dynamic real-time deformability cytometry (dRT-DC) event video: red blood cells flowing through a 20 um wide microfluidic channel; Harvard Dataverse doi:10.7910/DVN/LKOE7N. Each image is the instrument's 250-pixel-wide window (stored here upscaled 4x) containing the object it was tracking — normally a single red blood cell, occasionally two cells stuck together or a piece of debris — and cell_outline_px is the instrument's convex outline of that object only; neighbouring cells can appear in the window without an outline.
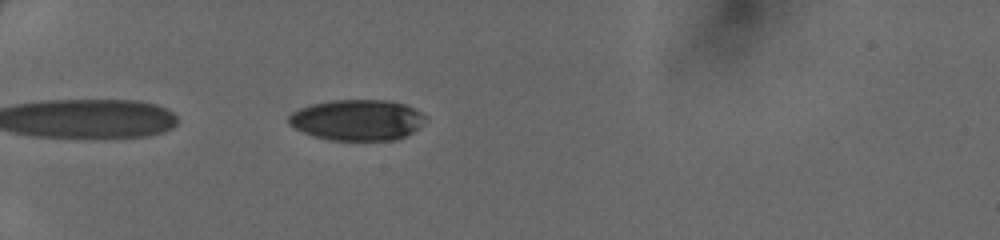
{"species": "human", "species_latin": "Homo sapiens", "temperature_condition": "cold", "stored_images_in_passage": 34, "camera_frame_rate_fps": 3000, "um_per_image_px": 0.085, "donor": {"sex": "female"}, "frame": {"image": 1, "passage_image": 2, "time_ms": 0.333, "image_size_px": [1000, 240], "cell_outline_px": [[428, 120], [424, 124], [412, 132], [396, 140], [332, 140], [312, 136], [288, 124], [288, 116], [292, 112], [300, 108], [312, 104], [332, 100], [388, 100], [404, 104], [428, 116]], "centroid_in_image_um": [30.39, 10.2], "position_along_channel_um": 54.6, "area_um2": 32.66}}
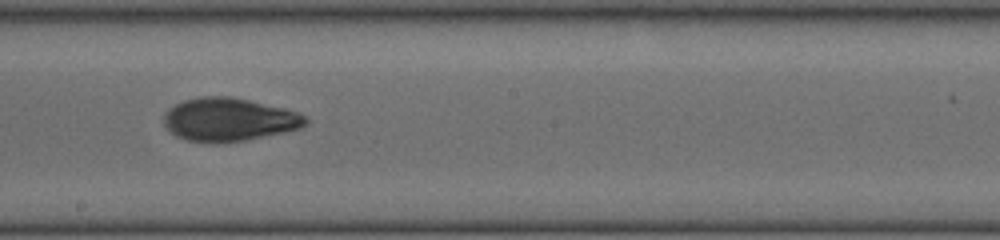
{"frame": {"image": 2, "passage_image": 16, "time_ms": 5.0, "image_size_px": [1000, 240], "cell_outline_px": [[308, 120], [300, 128], [244, 140], [188, 140], [176, 136], [164, 124], [164, 116], [168, 108], [184, 100], [200, 96], [232, 96], [284, 108], [308, 116]], "centroid_in_image_um": [19.46, 10.11], "position_along_channel_um": 228.7, "area_um2": 34.74}}
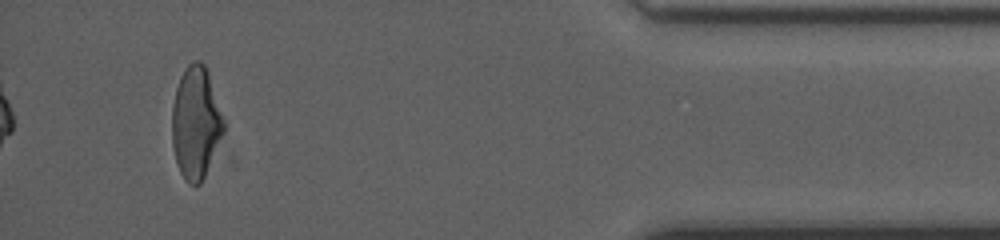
{"frame": {"image": 3, "passage_image": 32, "time_ms": 10.333, "image_size_px": [1000, 240], "cell_outline_px": [[224, 132], [204, 176], [200, 184], [188, 184], [184, 180], [176, 164], [172, 144], [172, 108], [176, 88], [180, 76], [188, 64], [192, 60], [200, 60], [204, 64], [208, 72], [224, 116]], "centroid_in_image_um": [16.64, 10.42], "position_along_channel_um": 418.6, "area_um2": 33.93}}